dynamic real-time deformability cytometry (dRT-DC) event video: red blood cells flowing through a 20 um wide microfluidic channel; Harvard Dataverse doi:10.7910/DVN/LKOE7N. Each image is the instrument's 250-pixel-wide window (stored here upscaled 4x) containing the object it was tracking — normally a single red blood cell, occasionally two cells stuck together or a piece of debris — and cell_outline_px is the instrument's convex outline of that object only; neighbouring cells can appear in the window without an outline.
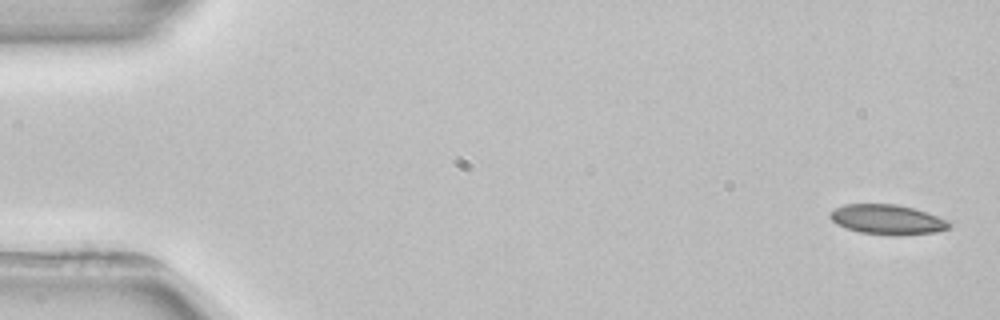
{"species": "common noctule bat (a hibernating species)", "species_latin": "Nyctalus noctula", "temperature_condition": "room temperature", "stored_images_in_passage": 4, "camera_frame_rate_fps": 3000, "um_per_image_px": 0.085, "animal": {"sex": "female", "body_mass_g": 22.7, "forearm_length_mm": 54.2}, "frame": {"image": 1, "passage_image": 1, "time_ms": 0.0, "image_size_px": [1000, 320], "cell_outline_px": [[952, 228], [936, 232], [860, 232], [836, 224], [828, 216], [836, 208], [844, 204], [896, 204], [912, 208], [948, 220], [952, 224]], "centroid_in_image_um": [75.41, 18.6], "position_along_channel_um": 9.6, "area_um2": 19.54}}
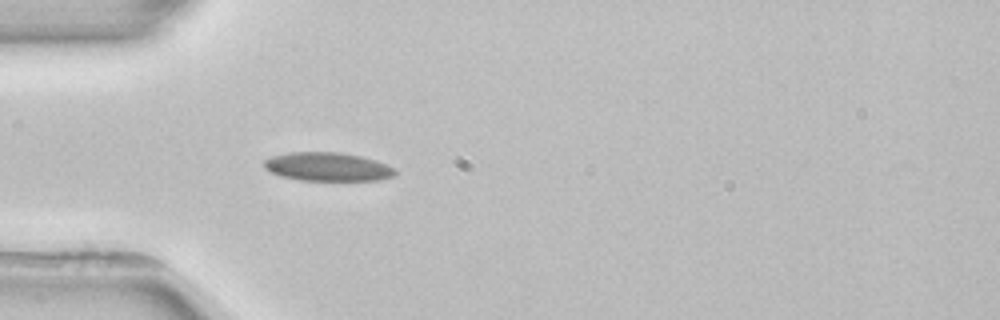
{"frame": {"image": 2, "passage_image": 4, "time_ms": 4.667, "image_size_px": [1000, 320], "cell_outline_px": [[396, 176], [380, 180], [300, 180], [284, 176], [272, 172], [264, 168], [264, 160], [272, 156], [288, 152], [340, 152], [360, 156], [376, 160], [388, 164], [396, 168]], "centroid_in_image_um": [27.91, 14.17], "position_along_channel_um": 57.1, "area_um2": 21.91}}